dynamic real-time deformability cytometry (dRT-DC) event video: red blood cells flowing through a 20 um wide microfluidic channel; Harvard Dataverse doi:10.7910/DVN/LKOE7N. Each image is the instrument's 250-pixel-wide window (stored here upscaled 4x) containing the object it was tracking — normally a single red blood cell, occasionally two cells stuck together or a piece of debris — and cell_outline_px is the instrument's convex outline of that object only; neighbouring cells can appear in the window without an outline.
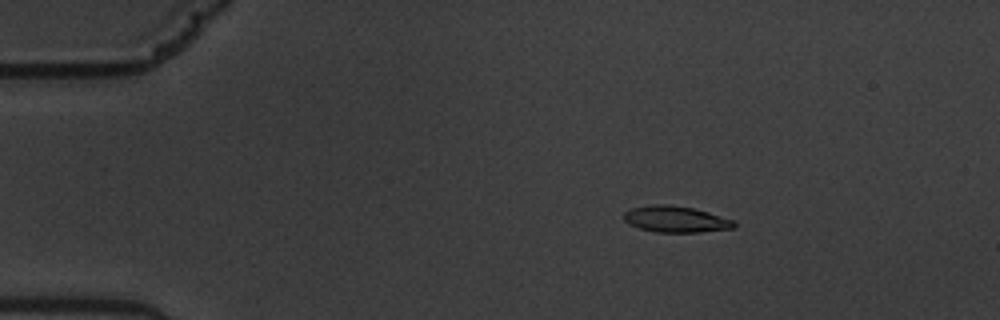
{"species": "common noctule bat (a hibernating species)", "species_latin": "Nyctalus noctula", "temperature_condition": "warm", "stored_images_in_passage": 58, "camera_frame_rate_fps": 3000, "um_per_image_px": 0.085, "animal": {"sex": "male", "body_mass_g": 19.5, "forearm_length_mm": 54.6}, "frame": {"image": 1, "passage_image": 10, "time_ms": 3.0, "image_size_px": [1000, 320], "cell_outline_px": [[736, 224], [732, 228], [700, 232], [656, 232], [640, 228], [628, 224], [624, 220], [624, 212], [632, 208], [652, 204], [672, 204], [692, 208], [708, 212], [732, 220]], "centroid_in_image_um": [57.39, 18.62], "position_along_channel_um": 27.6, "area_um2": 16.76}}
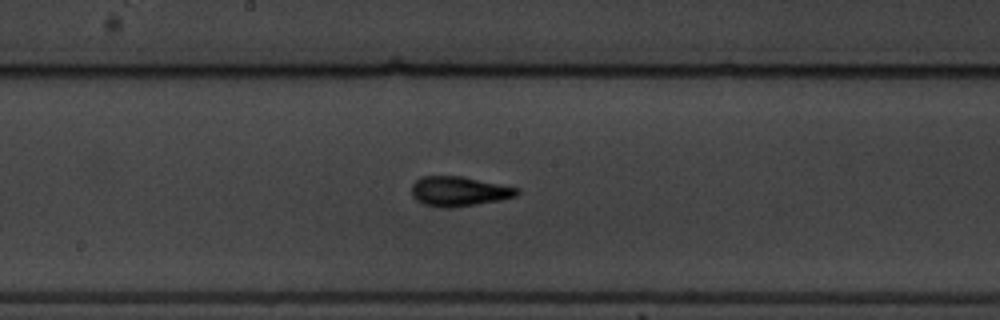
{"frame": {"image": 2, "passage_image": 31, "time_ms": 10.0, "image_size_px": [1000, 320], "cell_outline_px": [[520, 192], [516, 196], [500, 200], [452, 208], [440, 208], [424, 204], [416, 200], [412, 196], [412, 184], [420, 176], [464, 176], [520, 188]], "centroid_in_image_um": [39.01, 16.26], "position_along_channel_um": 209.2, "area_um2": 18.5}}
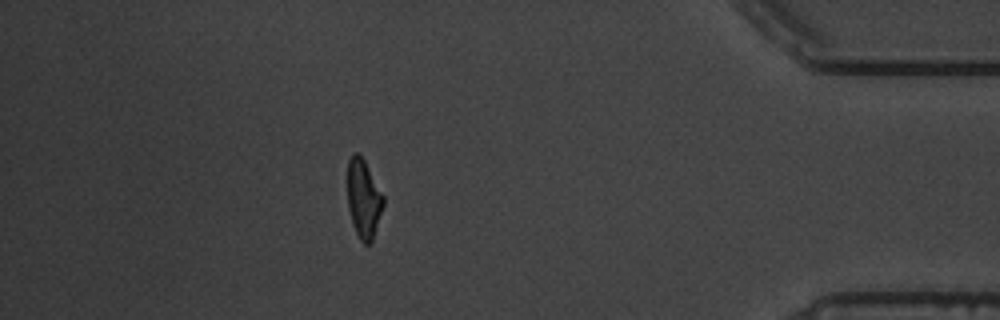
{"frame": {"image": 3, "passage_image": 51, "time_ms": 16.667, "image_size_px": [1000, 320], "cell_outline_px": [[384, 204], [372, 244], [364, 244], [360, 240], [352, 224], [348, 208], [348, 160], [352, 152], [356, 152], [364, 160], [384, 196]], "centroid_in_image_um": [30.91, 16.93], "position_along_channel_um": 404.3, "area_um2": 16.53}, "authors_computed_cell_mechanics": {"area_um2": 16.9354, "velocity_mm_per_s": 3.5556, "shape_relaxation_time_tau1_ms": 4.0243, "shape_relaxation_time_tau2_ms": 1.6936, "deformation_change_tau1": 0.2204, "deformation_change_tau2": 0.1056}}